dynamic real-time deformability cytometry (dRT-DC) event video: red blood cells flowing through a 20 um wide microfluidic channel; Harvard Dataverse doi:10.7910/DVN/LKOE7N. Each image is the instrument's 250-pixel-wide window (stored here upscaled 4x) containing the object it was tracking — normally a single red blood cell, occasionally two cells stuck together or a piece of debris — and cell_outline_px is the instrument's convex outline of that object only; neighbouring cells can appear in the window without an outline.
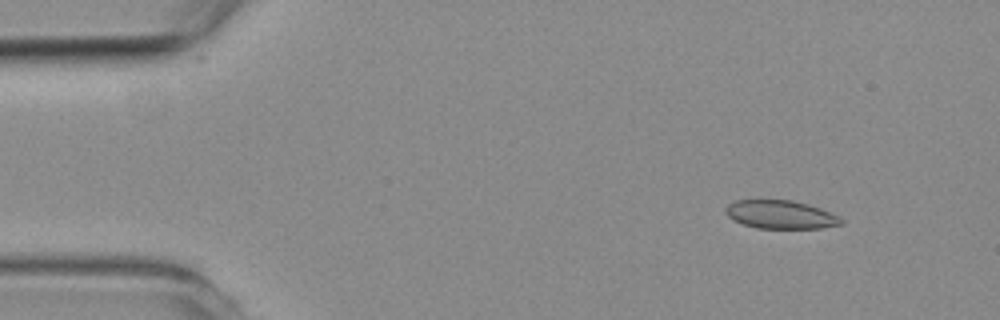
{"species": "common noctule bat (a hibernating species)", "species_latin": "Nyctalus noctula", "temperature_condition": "room temperature", "stored_images_in_passage": 4, "camera_frame_rate_fps": 3000, "um_per_image_px": 0.085, "animal": {"sex": "female", "body_mass_g": 19.3, "forearm_length_mm": 54.1}, "frame": {"image": 1, "passage_image": 1, "time_ms": 0.0, "image_size_px": [1000, 320], "cell_outline_px": [[844, 224], [820, 228], [756, 228], [732, 220], [724, 212], [724, 208], [728, 204], [736, 200], [792, 200], [808, 204], [820, 208], [840, 216], [844, 220]], "centroid_in_image_um": [66.36, 18.24], "position_along_channel_um": 18.6, "area_um2": 19.25}}
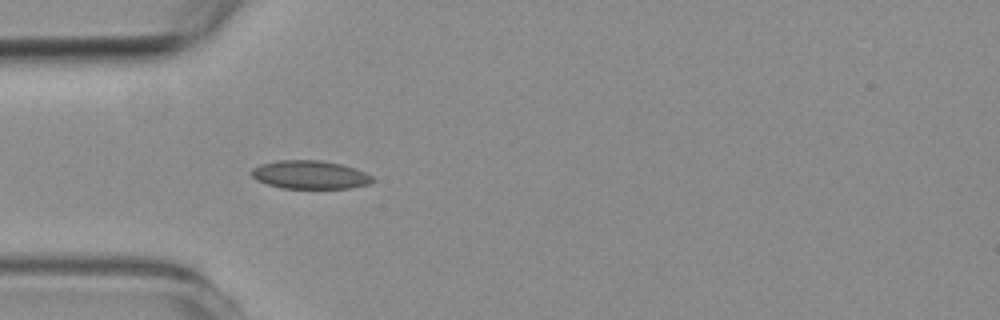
{"frame": {"image": 2, "passage_image": 4, "time_ms": 3.333, "image_size_px": [1000, 320], "cell_outline_px": [[376, 180], [368, 184], [352, 188], [280, 188], [256, 180], [248, 172], [252, 168], [260, 164], [276, 160], [320, 160], [340, 164], [356, 168], [372, 176]], "centroid_in_image_um": [26.32, 14.85], "position_along_channel_um": 58.7, "area_um2": 20.17}}